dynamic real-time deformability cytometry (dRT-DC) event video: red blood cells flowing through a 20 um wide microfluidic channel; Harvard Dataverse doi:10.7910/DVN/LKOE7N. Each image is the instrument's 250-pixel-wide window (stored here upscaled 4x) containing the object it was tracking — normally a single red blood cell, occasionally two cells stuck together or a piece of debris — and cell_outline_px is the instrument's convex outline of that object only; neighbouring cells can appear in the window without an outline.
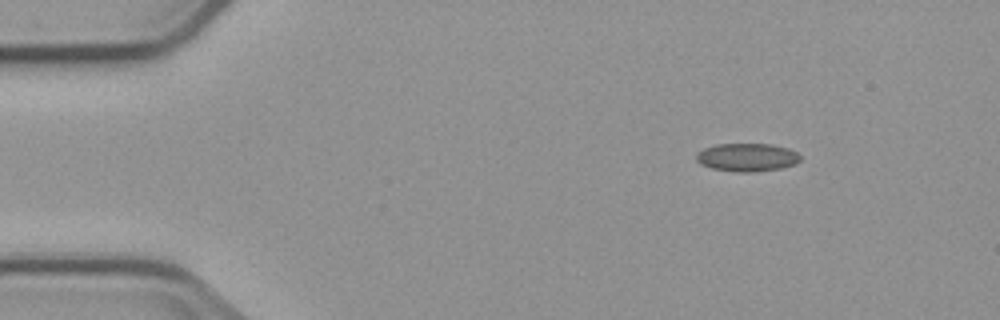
{"species": "common noctule bat (a hibernating species)", "species_latin": "Nyctalus noctula", "temperature_condition": "cold", "stored_images_in_passage": 4, "camera_frame_rate_fps": 3000, "um_per_image_px": 0.085, "animal": {"sex": "male", "body_mass_g": 23.1, "forearm_length_mm": 52.7}, "frame": {"image": 1, "passage_image": 4, "time_ms": 6.667, "image_size_px": [1000, 320], "cell_outline_px": [[800, 160], [796, 164], [780, 168], [752, 172], [736, 172], [712, 168], [700, 164], [696, 160], [696, 152], [704, 148], [716, 144], [772, 144], [788, 148], [796, 152], [800, 156]], "centroid_in_image_um": [63.48, 13.37], "position_along_channel_um": 21.5, "area_um2": 17.11}}